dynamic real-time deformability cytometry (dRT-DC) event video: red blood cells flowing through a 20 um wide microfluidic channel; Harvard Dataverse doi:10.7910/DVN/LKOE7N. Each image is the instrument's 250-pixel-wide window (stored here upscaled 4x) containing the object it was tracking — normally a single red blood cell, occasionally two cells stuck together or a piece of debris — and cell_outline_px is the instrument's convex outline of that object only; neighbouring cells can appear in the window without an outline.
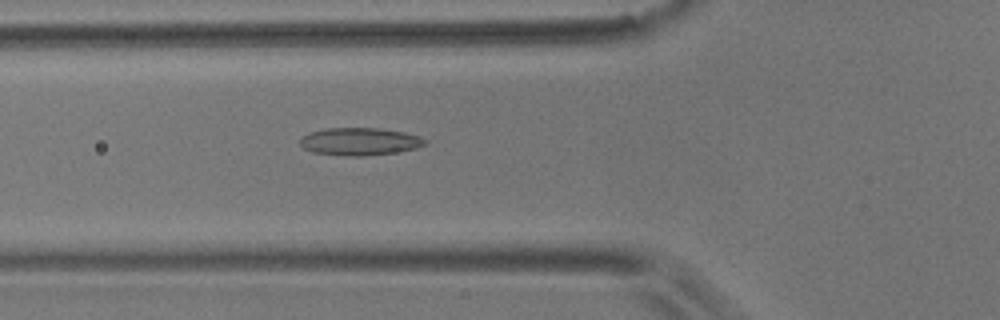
{"species": "common noctule bat (a hibernating species)", "species_latin": "Nyctalus noctula", "temperature_condition": "room temperature", "stored_images_in_passage": 42, "camera_frame_rate_fps": 3000, "um_per_image_px": 0.085, "animal": {"sex": "male", "body_mass_g": 17.9}, "frame": {"image": 1, "passage_image": 6, "time_ms": 1.667, "image_size_px": [1000, 320], "cell_outline_px": [[428, 140], [424, 144], [416, 148], [396, 152], [364, 156], [344, 156], [312, 152], [304, 148], [300, 144], [300, 140], [308, 132], [324, 128], [376, 128], [404, 132]], "centroid_in_image_um": [30.53, 12.03], "position_along_channel_um": 95.3, "area_um2": 20.0}}
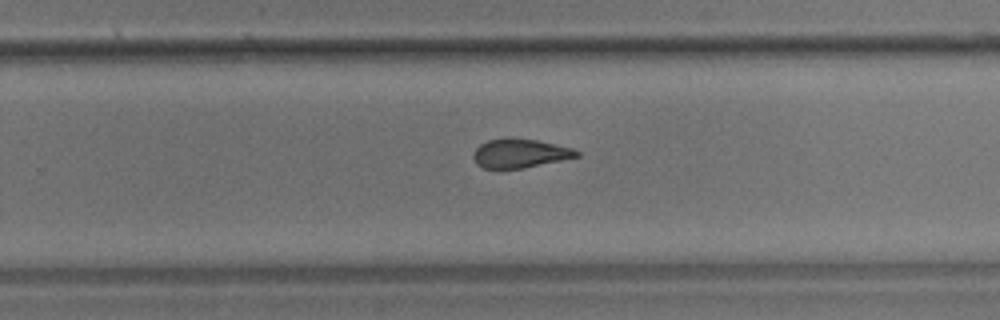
{"frame": {"image": 2, "passage_image": 22, "time_ms": 7.0, "image_size_px": [1000, 320], "cell_outline_px": [[580, 156], [524, 168], [484, 168], [476, 164], [472, 156], [476, 148], [480, 144], [488, 140], [536, 140], [572, 148], [580, 152]], "centroid_in_image_um": [44.2, 13.06], "position_along_channel_um": 285.6, "area_um2": 16.82}}
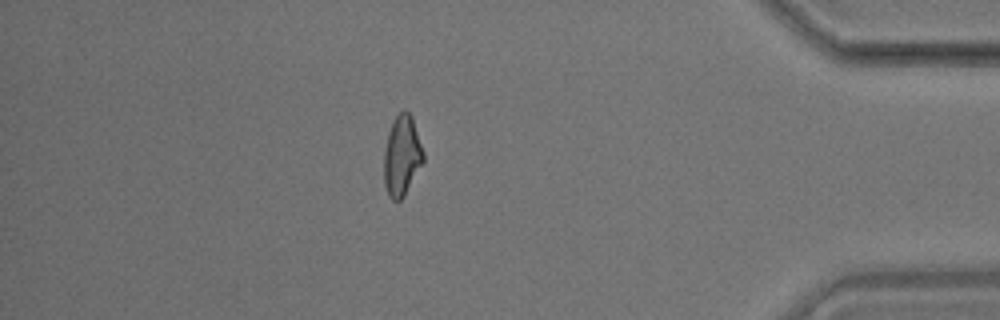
{"frame": {"image": 3, "passage_image": 35, "time_ms": 11.333, "image_size_px": [1000, 320], "cell_outline_px": [[424, 160], [404, 196], [400, 200], [392, 200], [388, 196], [384, 184], [384, 152], [388, 132], [392, 120], [404, 108], [412, 116], [424, 152]], "centroid_in_image_um": [34.15, 13.22], "position_along_channel_um": 401.0, "area_um2": 18.5}, "authors_computed_cell_mechanics": {"area_um2": 18.4671, "velocity_mm_per_s": 3.5644, "shape_relaxation_time_tau1_ms": 9.1022, "shape_relaxation_time_tau2_ms": 2.8511, "deformation_change_tau1": 0.2004, "deformation_change_tau2": 0.1155}}